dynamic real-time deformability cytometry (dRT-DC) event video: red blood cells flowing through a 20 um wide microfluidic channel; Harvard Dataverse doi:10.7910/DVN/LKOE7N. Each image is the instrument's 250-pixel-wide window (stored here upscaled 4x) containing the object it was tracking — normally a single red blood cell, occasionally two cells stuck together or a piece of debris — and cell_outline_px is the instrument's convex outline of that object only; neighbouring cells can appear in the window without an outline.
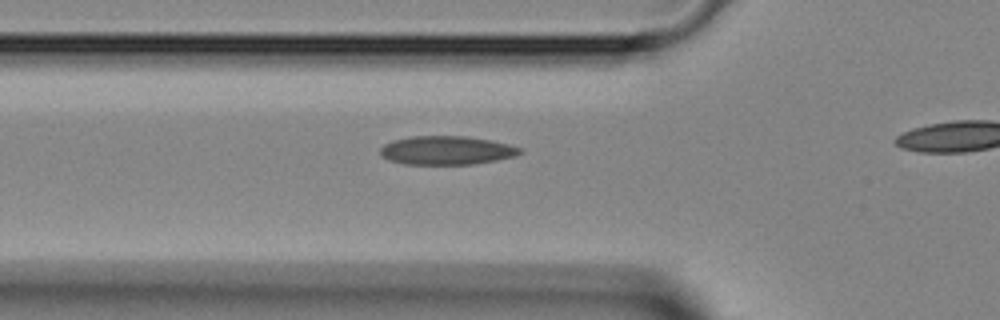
{"species": "Egyptian fruit bat (a non-hibernating species)", "species_latin": "Rousettus aegyptiacus", "temperature_condition": "room temperature", "stored_images_in_passage": 13, "camera_frame_rate_fps": 3000, "um_per_image_px": 0.085, "animal": {"sex": "female"}, "frame": {"image": 1, "passage_image": 6, "time_ms": 1.667, "image_size_px": [1000, 320], "cell_outline_px": [[520, 152], [516, 156], [476, 164], [404, 164], [388, 160], [380, 156], [380, 148], [384, 144], [392, 140], [408, 136], [464, 136], [488, 140], [508, 144], [520, 148]], "centroid_in_image_um": [37.89, 12.78], "position_along_channel_um": 87.9, "area_um2": 23.35}}
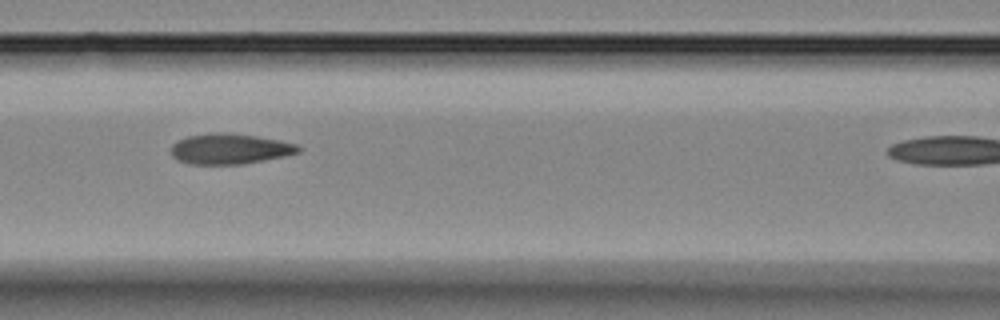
{"frame": {"image": 2, "passage_image": 10, "time_ms": 3.0, "image_size_px": [1000, 320], "cell_outline_px": [[300, 152], [284, 156], [244, 164], [188, 164], [176, 160], [172, 156], [172, 144], [176, 140], [188, 136], [256, 136], [280, 140], [296, 144], [300, 148]], "centroid_in_image_um": [19.54, 12.71], "position_along_channel_um": 147.1, "area_um2": 21.56}}